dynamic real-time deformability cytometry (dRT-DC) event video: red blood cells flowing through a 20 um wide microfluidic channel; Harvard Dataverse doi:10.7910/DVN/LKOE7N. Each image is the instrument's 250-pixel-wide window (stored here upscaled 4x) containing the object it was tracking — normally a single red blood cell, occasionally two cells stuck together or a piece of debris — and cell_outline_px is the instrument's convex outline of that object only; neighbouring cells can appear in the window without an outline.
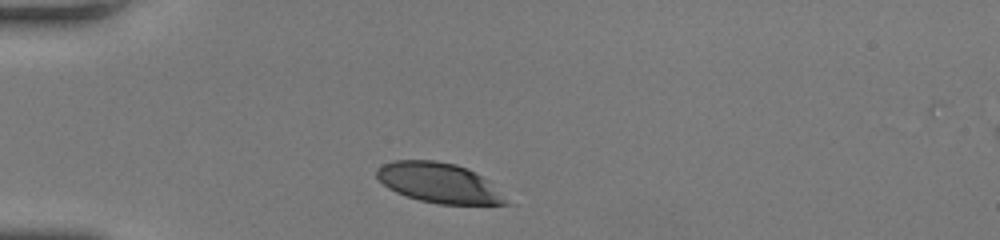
{"species": "human", "species_latin": "Homo sapiens", "temperature_condition": "room temperature", "stored_images_in_passage": 32, "camera_frame_rate_fps": 3000, "um_per_image_px": 0.085, "donor": {"sex": "female"}, "frame": {"image": 1, "passage_image": 1, "time_ms": 0.0, "image_size_px": [1000, 240], "cell_outline_px": [[516, 204], [440, 204], [420, 200], [396, 192], [388, 188], [376, 176], [376, 168], [384, 164], [396, 160], [436, 160], [456, 164], [468, 168], [488, 180]], "centroid_in_image_um": [37.38, 15.54], "position_along_channel_um": 47.6, "area_um2": 30.29}}
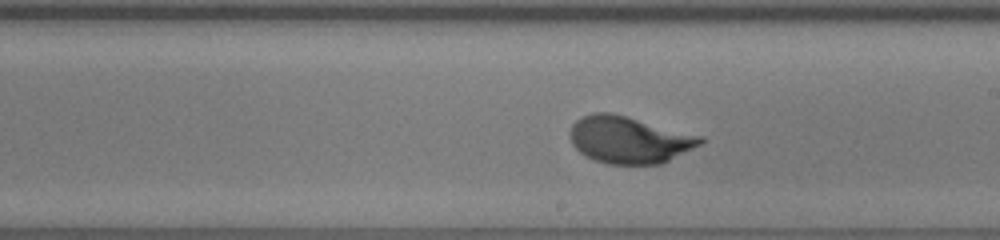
{"frame": {"image": 2, "passage_image": 18, "time_ms": 5.667, "image_size_px": [1000, 240], "cell_outline_px": [[704, 140], [700, 144], [660, 164], [608, 164], [596, 160], [580, 152], [572, 144], [568, 136], [568, 132], [572, 124], [580, 116], [596, 112], [608, 112], [704, 136]], "centroid_in_image_um": [53.43, 11.87], "position_along_channel_um": 235.6, "area_um2": 35.37}}
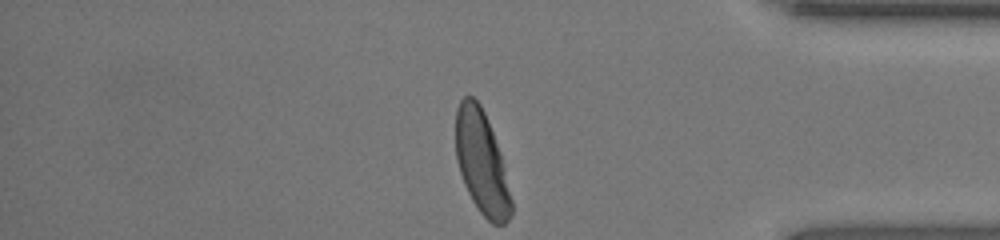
{"frame": {"image": 3, "passage_image": 32, "time_ms": 10.333, "image_size_px": [1000, 240], "cell_outline_px": [[512, 212], [508, 220], [504, 224], [492, 224], [480, 212], [472, 200], [464, 184], [456, 160], [456, 108], [460, 100], [464, 96], [472, 96], [480, 104], [484, 112], [500, 152], [504, 164], [512, 200]], "centroid_in_image_um": [40.94, 13.83], "position_along_channel_um": 394.3, "area_um2": 33.29}, "authors_computed_cell_mechanics": {"area_um2": 34.9979, "velocity_mm_per_s": 3.8184, "shape_relaxation_time_tau1_ms": 3.4665, "shape_relaxation_time_tau2_ms": null, "deformation_change_tau1": 0.1633, "deformation_change_tau2": null}}